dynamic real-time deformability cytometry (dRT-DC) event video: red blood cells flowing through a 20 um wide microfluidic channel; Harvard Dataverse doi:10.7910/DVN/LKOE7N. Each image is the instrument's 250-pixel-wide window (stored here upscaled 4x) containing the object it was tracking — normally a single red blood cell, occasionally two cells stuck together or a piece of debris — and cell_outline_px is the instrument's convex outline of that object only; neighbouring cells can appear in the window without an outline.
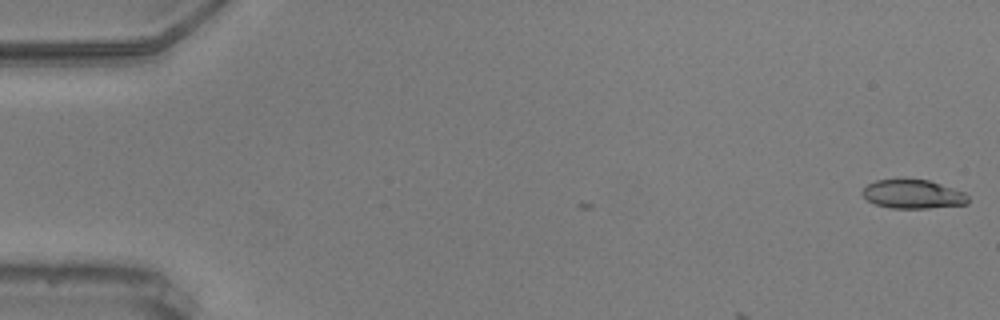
{"species": "common noctule bat (a hibernating species)", "species_latin": "Nyctalus noctula", "temperature_condition": "warm", "stored_images_in_passage": 3, "camera_frame_rate_fps": 3000, "um_per_image_px": 0.085, "animal": {"sex": "male", "body_mass_g": 20.5, "forearm_length_mm": 52.5}, "frame": {"image": 1, "passage_image": 3, "time_ms": 0.667, "image_size_px": [1000, 320], "cell_outline_px": [[968, 204], [928, 208], [892, 208], [876, 204], [868, 200], [860, 192], [868, 184], [876, 180], [896, 176], [904, 176], [928, 180], [964, 192], [968, 196]], "centroid_in_image_um": [77.55, 16.45], "position_along_channel_um": 7.4, "area_um2": 18.32}}